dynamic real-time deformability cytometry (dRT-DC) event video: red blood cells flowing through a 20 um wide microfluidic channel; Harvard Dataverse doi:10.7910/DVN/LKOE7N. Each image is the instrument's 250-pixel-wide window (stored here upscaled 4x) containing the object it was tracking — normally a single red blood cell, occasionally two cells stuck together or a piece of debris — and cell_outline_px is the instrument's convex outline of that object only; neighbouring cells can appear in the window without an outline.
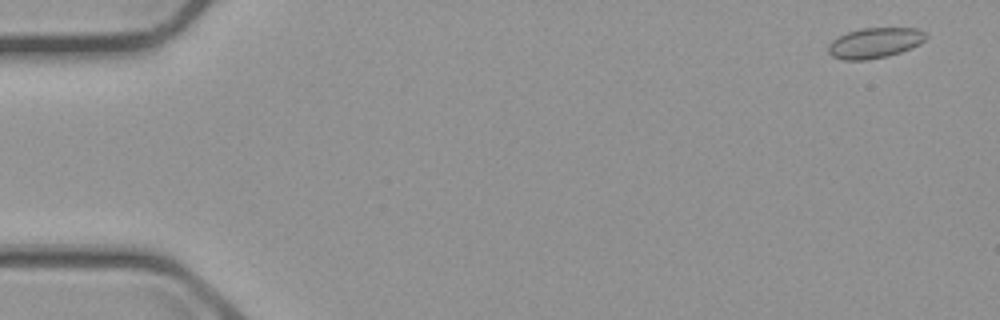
{"species": "common noctule bat (a hibernating species)", "species_latin": "Nyctalus noctula", "temperature_condition": "cold", "stored_images_in_passage": 5, "camera_frame_rate_fps": 3000, "um_per_image_px": 0.085, "animal": {"sex": "male", "body_mass_g": 23.1, "forearm_length_mm": 52.7}, "frame": {"image": 1, "passage_image": 1, "time_ms": 0.0, "image_size_px": [1000, 320], "cell_outline_px": [[928, 36], [920, 44], [912, 48], [888, 56], [868, 60], [844, 60], [832, 56], [828, 52], [828, 44], [832, 40], [848, 32], [860, 28], [920, 28]], "centroid_in_image_um": [74.37, 3.65], "position_along_channel_um": 10.6, "area_um2": 17.4}}
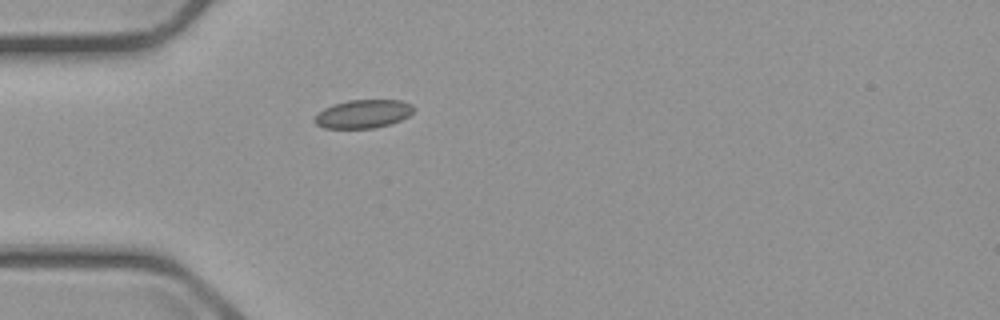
{"frame": {"image": 2, "passage_image": 5, "time_ms": 4.667, "image_size_px": [1000, 320], "cell_outline_px": [[416, 108], [408, 116], [400, 120], [388, 124], [372, 128], [324, 128], [316, 124], [312, 120], [316, 112], [332, 104], [348, 100], [400, 100], [412, 104]], "centroid_in_image_um": [30.82, 9.67], "position_along_channel_um": 54.2, "area_um2": 16.53}}